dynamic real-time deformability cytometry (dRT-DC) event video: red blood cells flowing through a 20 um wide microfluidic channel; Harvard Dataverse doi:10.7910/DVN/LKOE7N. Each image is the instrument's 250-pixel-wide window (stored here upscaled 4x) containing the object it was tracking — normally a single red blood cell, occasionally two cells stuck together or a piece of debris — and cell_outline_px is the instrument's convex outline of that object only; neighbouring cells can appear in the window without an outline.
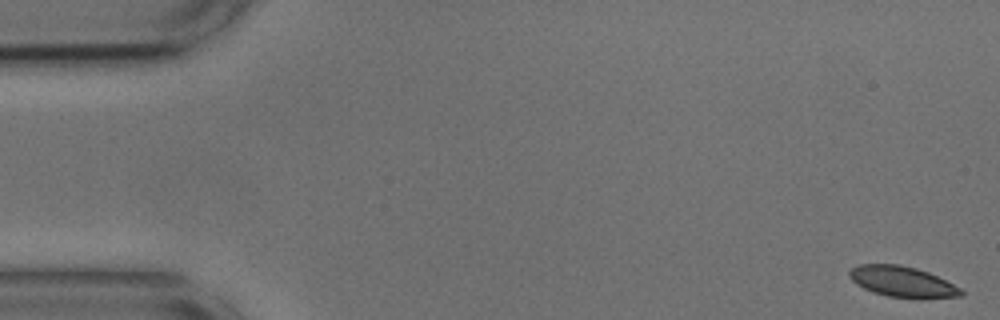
{"species": "common noctule bat (a hibernating species)", "species_latin": "Nyctalus noctula", "temperature_condition": "cold", "stored_images_in_passage": 51, "camera_frame_rate_fps": 3000, "um_per_image_px": 0.085, "animal": {"sex": "male", "body_mass_g": 17.9, "forearm_length_mm": 54.2}, "frame": {"image": 1, "passage_image": 1, "time_ms": 0.0, "image_size_px": [1000, 320], "cell_outline_px": [[964, 296], [920, 300], [888, 296], [872, 292], [856, 284], [848, 276], [848, 272], [852, 268], [860, 264], [900, 264], [916, 268], [928, 272], [960, 288], [964, 292]], "centroid_in_image_um": [76.72, 23.97], "position_along_channel_um": 8.3, "area_um2": 20.35}}
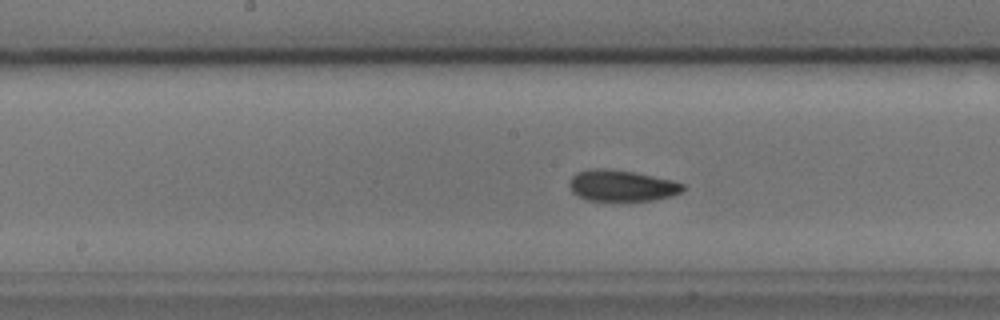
{"frame": {"image": 2, "passage_image": 27, "time_ms": 8.667, "image_size_px": [1000, 320], "cell_outline_px": [[684, 188], [680, 192], [672, 196], [656, 200], [584, 200], [572, 192], [568, 184], [572, 176], [576, 172], [592, 168], [608, 168], [632, 172], [672, 180], [684, 184]], "centroid_in_image_um": [52.81, 15.78], "position_along_channel_um": 195.4, "area_um2": 20.63}}
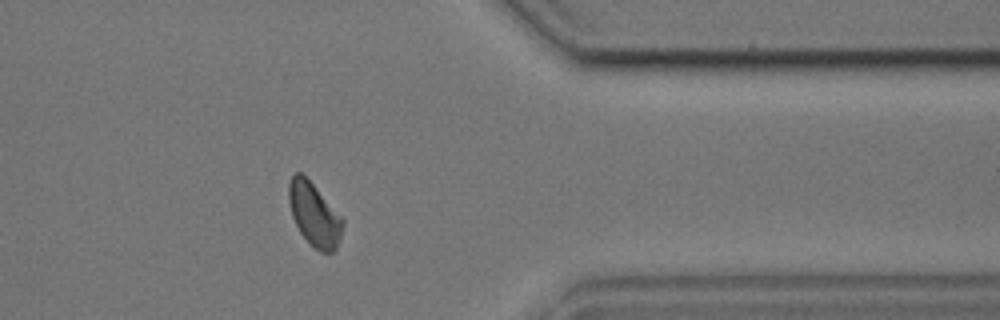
{"frame": {"image": 3, "passage_image": 44, "time_ms": 14.333, "image_size_px": [1000, 320], "cell_outline_px": [[344, 224], [336, 248], [332, 252], [320, 252], [300, 232], [292, 216], [288, 200], [288, 184], [292, 176], [296, 172], [300, 172], [312, 184], [344, 220]], "centroid_in_image_um": [26.69, 18.23], "position_along_channel_um": 384.7, "area_um2": 19.31}, "authors_computed_cell_mechanics": {"area_um2": 20.4034, "velocity_mm_per_s": 3.6233, "shape_relaxation_time_tau1_ms": null, "shape_relaxation_time_tau2_ms": 2.8769, "deformation_change_tau1": null, "deformation_change_tau2": 0.0726}}